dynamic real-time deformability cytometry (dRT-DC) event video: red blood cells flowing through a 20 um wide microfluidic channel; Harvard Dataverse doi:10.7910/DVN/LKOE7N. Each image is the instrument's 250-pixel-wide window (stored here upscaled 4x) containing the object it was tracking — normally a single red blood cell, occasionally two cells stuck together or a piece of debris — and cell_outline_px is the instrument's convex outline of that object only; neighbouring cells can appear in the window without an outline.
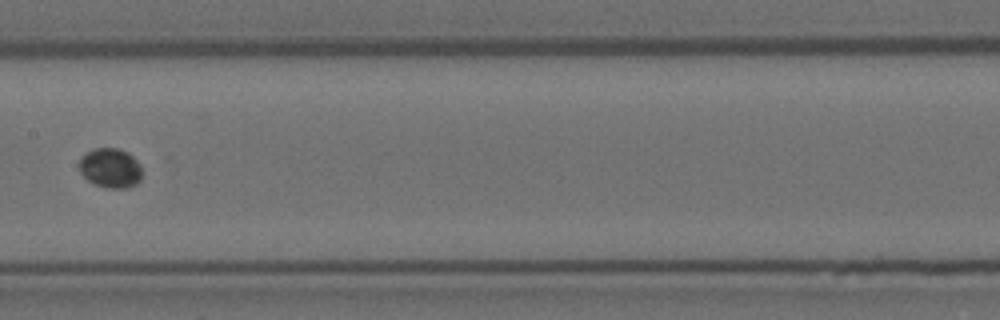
{"species": "Egyptian fruit bat (a non-hibernating species)", "species_latin": "Rousettus aegyptiacus", "temperature_condition": "room temperature", "stored_images_in_passage": 13, "camera_frame_rate_fps": 3000, "um_per_image_px": 0.085, "animal": {"sex": "female"}, "frame": {"image": 1, "passage_image": 6, "time_ms": 1.667, "image_size_px": [1000, 320], "cell_outline_px": [[140, 180], [136, 184], [128, 188], [108, 188], [96, 184], [88, 180], [80, 172], [80, 160], [84, 152], [92, 148], [120, 148], [128, 152], [136, 160], [140, 168]], "centroid_in_image_um": [9.37, 14.26], "position_along_channel_um": 198.0, "area_um2": 14.45}}
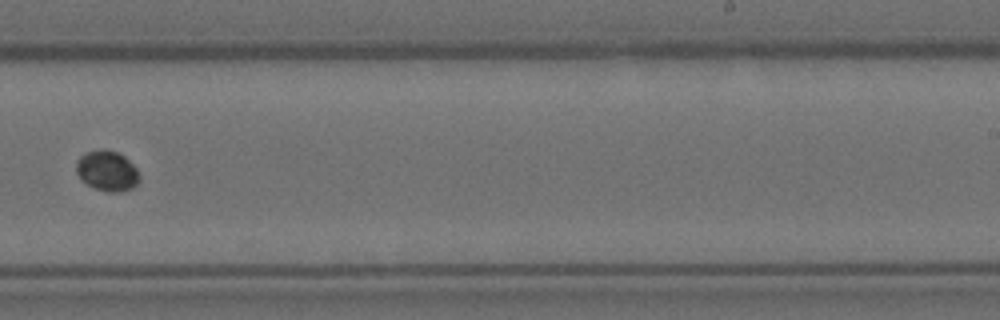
{"frame": {"image": 2, "passage_image": 8, "time_ms": 2.333, "image_size_px": [1000, 320], "cell_outline_px": [[140, 176], [136, 184], [132, 188], [120, 192], [108, 192], [92, 188], [80, 180], [76, 172], [76, 164], [80, 156], [88, 152], [104, 148], [116, 152], [124, 156], [136, 168]], "centroid_in_image_um": [9.08, 14.54], "position_along_channel_um": 279.9, "area_um2": 14.91}}
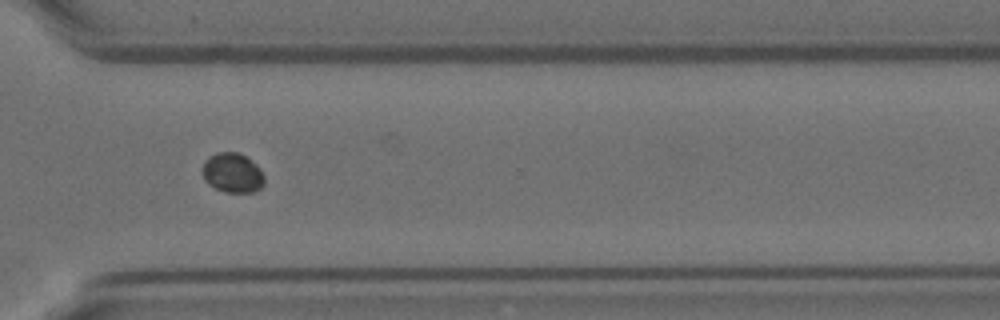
{"frame": {"image": 3, "passage_image": 10, "time_ms": 3.0, "image_size_px": [1000, 320], "cell_outline_px": [[264, 184], [256, 192], [224, 192], [208, 184], [204, 180], [204, 160], [208, 156], [216, 152], [236, 152], [244, 156], [256, 164], [260, 168], [264, 176]], "centroid_in_image_um": [19.77, 14.7], "position_along_channel_um": 350.8, "area_um2": 14.28}}